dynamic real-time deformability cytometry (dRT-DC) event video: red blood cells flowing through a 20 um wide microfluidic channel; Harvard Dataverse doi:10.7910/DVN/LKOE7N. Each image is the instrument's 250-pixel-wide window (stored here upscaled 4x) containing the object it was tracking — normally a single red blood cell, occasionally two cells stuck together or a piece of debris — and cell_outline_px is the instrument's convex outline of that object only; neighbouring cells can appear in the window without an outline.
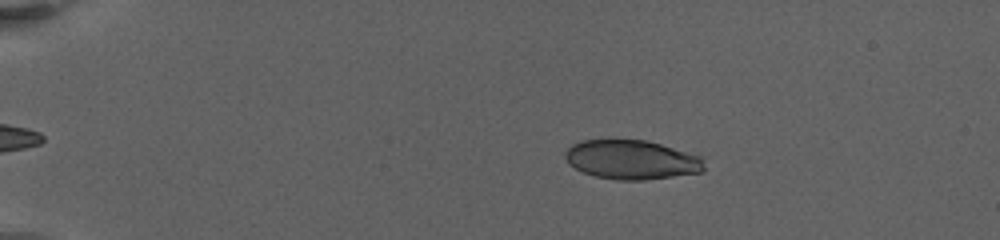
{"species": "human", "species_latin": "Homo sapiens", "temperature_condition": "warm", "stored_images_in_passage": 28, "camera_frame_rate_fps": 3000, "um_per_image_px": 0.085, "donor": {"sex": "female"}, "frame": {"image": 1, "passage_image": 9, "time_ms": 4.0, "image_size_px": [1000, 240], "cell_outline_px": [[704, 172], [644, 180], [616, 180], [596, 176], [584, 172], [568, 164], [564, 156], [564, 152], [572, 144], [580, 140], [648, 140], [700, 156], [704, 160]], "centroid_in_image_um": [53.68, 13.57], "position_along_channel_um": 31.3, "area_um2": 31.85}}
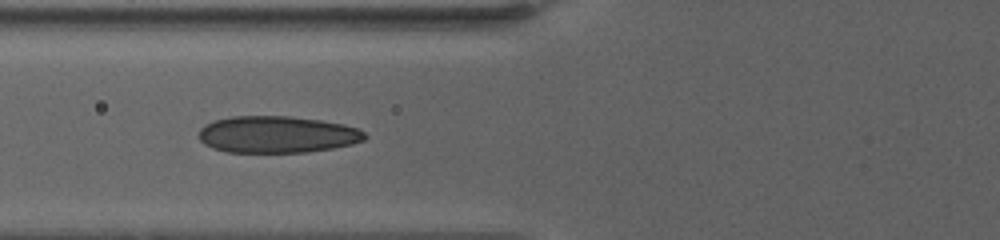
{"frame": {"image": 2, "passage_image": 20, "time_ms": 9.0, "image_size_px": [1000, 240], "cell_outline_px": [[368, 136], [364, 140], [352, 144], [332, 148], [304, 152], [228, 152], [212, 148], [204, 144], [196, 136], [200, 128], [204, 124], [212, 120], [232, 116], [288, 116], [320, 120], [344, 124], [356, 128], [364, 132]], "centroid_in_image_um": [23.5, 11.42], "position_along_channel_um": 102.3, "area_um2": 35.84}}
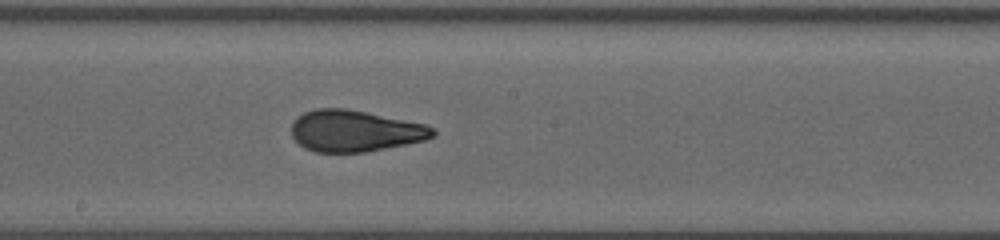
{"frame": {"image": 3, "passage_image": 28, "time_ms": 12.667, "image_size_px": [1000, 240], "cell_outline_px": [[436, 136], [424, 140], [364, 152], [316, 152], [304, 148], [292, 136], [292, 120], [296, 116], [304, 112], [316, 108], [348, 108], [368, 112], [424, 124], [436, 128]], "centroid_in_image_um": [30.15, 11.11], "position_along_channel_um": 218.1, "area_um2": 34.22}}